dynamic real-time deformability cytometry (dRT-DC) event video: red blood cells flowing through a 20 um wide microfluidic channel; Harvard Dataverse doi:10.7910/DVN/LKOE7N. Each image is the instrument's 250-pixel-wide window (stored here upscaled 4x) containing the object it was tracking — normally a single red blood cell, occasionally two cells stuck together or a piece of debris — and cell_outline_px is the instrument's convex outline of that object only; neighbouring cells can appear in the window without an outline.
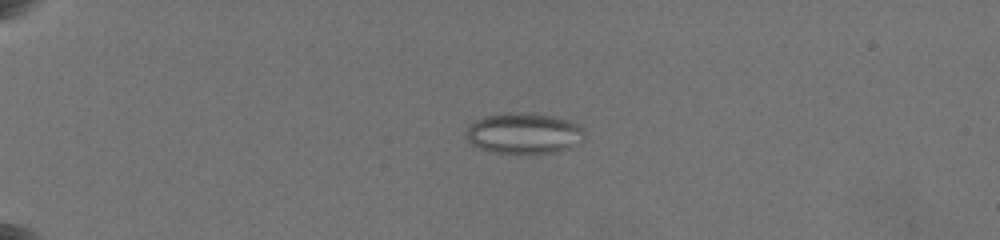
{"species": "common noctule bat (a hibernating species)", "species_latin": "Nyctalus noctula", "temperature_condition": "warm", "stored_images_in_passage": 34, "camera_frame_rate_fps": 3000, "um_per_image_px": 0.085, "animal": {"sex": "female", "body_mass_g": 19.5, "forearm_length_mm": 54.1}, "frame": {"image": 1, "passage_image": 3, "time_ms": 0.667, "image_size_px": [1000, 240], "cell_outline_px": [[584, 140], [580, 144], [556, 152], [492, 152], [468, 144], [464, 136], [468, 128], [476, 120], [484, 116], [508, 112], [528, 112], [552, 116], [568, 120], [584, 128]], "centroid_in_image_um": [44.52, 11.32], "position_along_channel_um": 40.5, "area_um2": 28.26}}
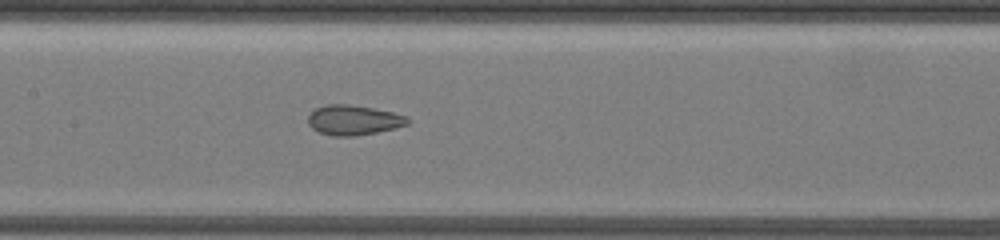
{"frame": {"image": 2, "passage_image": 20, "time_ms": 6.333, "image_size_px": [1000, 240], "cell_outline_px": [[408, 124], [396, 128], [356, 136], [332, 136], [320, 132], [312, 128], [308, 124], [308, 116], [316, 108], [328, 104], [348, 104], [372, 108], [392, 112], [408, 116]], "centroid_in_image_um": [30.05, 10.21], "position_along_channel_um": 177.4, "area_um2": 17.28}}
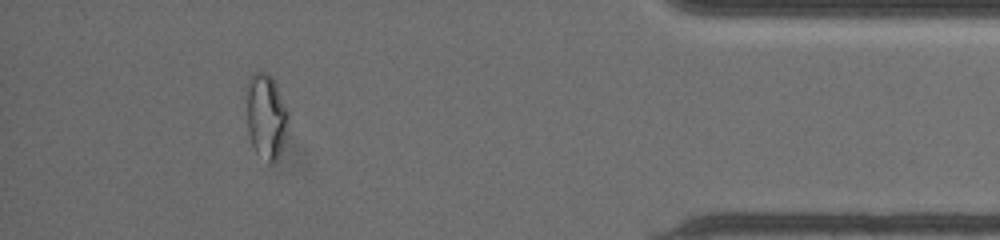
{"frame": {"image": 3, "passage_image": 31, "time_ms": 14.0, "image_size_px": [1000, 240], "cell_outline_px": [[288, 124], [276, 160], [272, 164], [268, 164], [256, 152], [252, 144], [248, 132], [248, 80], [252, 72], [268, 72], [276, 84], [288, 112]], "centroid_in_image_um": [22.61, 9.87], "position_along_channel_um": 412.6, "area_um2": 20.17}, "authors_computed_cell_mechanics": {"area_um2": 21.0681, "velocity_mm_per_s": 3.576, "shape_relaxation_time_tau1_ms": null, "shape_relaxation_time_tau2_ms": 1.474, "deformation_change_tau1": null, "deformation_change_tau2": 0.0792}}